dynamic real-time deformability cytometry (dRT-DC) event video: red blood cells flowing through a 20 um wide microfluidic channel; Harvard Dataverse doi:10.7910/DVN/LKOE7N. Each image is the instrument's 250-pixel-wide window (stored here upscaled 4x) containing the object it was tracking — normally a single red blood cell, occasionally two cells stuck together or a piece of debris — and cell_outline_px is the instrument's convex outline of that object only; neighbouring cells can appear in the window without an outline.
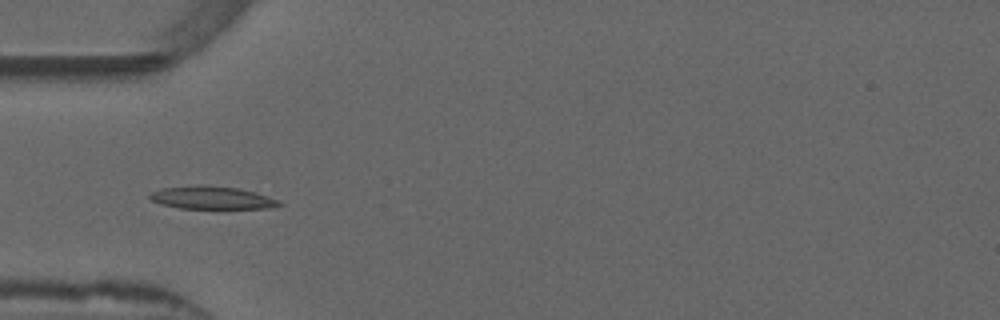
{"species": "common noctule bat (a hibernating species)", "species_latin": "Nyctalus noctula", "temperature_condition": "warm", "stored_images_in_passage": 52, "camera_frame_rate_fps": 3000, "um_per_image_px": 0.085, "animal": {"sex": "male", "forearm_length_mm": 52.5}, "frame": {"image": 1, "passage_image": 16, "time_ms": 5.0, "image_size_px": [1000, 320], "cell_outline_px": [[284, 204], [276, 208], [180, 208], [160, 204], [152, 200], [148, 196], [152, 192], [164, 188], [236, 188], [252, 192], [280, 200]], "centroid_in_image_um": [18.1, 16.87], "position_along_channel_um": 66.9, "area_um2": 16.01}}